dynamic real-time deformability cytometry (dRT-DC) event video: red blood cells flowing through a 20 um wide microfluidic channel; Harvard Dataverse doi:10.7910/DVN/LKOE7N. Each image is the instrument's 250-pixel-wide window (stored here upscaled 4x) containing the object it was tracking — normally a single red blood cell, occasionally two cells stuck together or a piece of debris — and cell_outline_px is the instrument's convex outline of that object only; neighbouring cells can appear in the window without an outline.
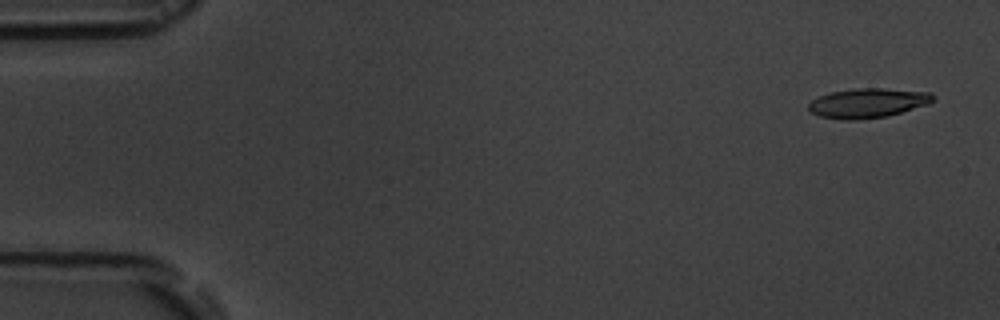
{"species": "common noctule bat (a hibernating species)", "species_latin": "Nyctalus noctula", "temperature_condition": "room temperature", "stored_images_in_passage": 5, "camera_frame_rate_fps": 3000, "um_per_image_px": 0.085, "animal": {"sex": "male", "body_mass_g": 19.5, "forearm_length_mm": 54.6}, "frame": {"image": 1, "passage_image": 1, "time_ms": 0.0, "image_size_px": [1000, 320], "cell_outline_px": [[936, 96], [928, 104], [888, 116], [852, 120], [840, 120], [820, 116], [812, 112], [808, 108], [808, 104], [812, 100], [820, 96], [832, 92], [856, 88], [880, 88], [932, 92]], "centroid_in_image_um": [73.78, 8.75], "position_along_channel_um": 11.2, "area_um2": 21.33}}
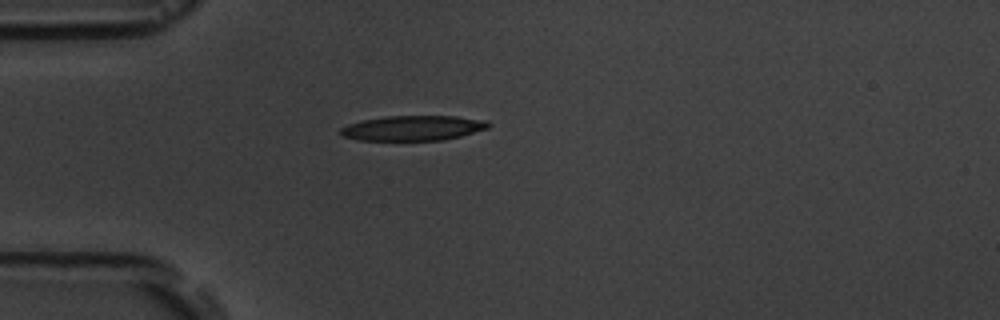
{"frame": {"image": 2, "passage_image": 5, "time_ms": 4.333, "image_size_px": [1000, 320], "cell_outline_px": [[492, 124], [488, 128], [460, 136], [444, 140], [356, 140], [340, 136], [340, 128], [348, 124], [364, 120], [384, 116], [456, 116], [488, 120]], "centroid_in_image_um": [35.11, 10.88], "position_along_channel_um": 49.9, "area_um2": 21.68}}